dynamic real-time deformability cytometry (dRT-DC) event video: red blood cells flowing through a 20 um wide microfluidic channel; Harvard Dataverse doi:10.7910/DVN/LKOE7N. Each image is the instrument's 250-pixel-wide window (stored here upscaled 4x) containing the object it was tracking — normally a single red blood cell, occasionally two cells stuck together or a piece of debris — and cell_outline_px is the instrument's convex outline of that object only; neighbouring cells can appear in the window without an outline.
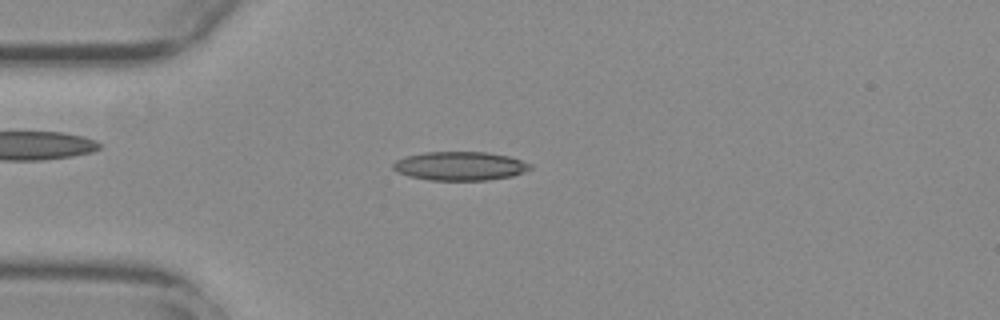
{"species": "common noctule bat (a hibernating species)", "species_latin": "Nyctalus noctula", "temperature_condition": "warm", "stored_images_in_passage": 50, "camera_frame_rate_fps": 3000, "um_per_image_px": 0.085, "animal": {"sex": "female", "body_mass_g": 29.2, "forearm_length_mm": 56.3}, "frame": {"image": 1, "passage_image": 10, "time_ms": 3.0, "image_size_px": [1000, 320], "cell_outline_px": [[532, 168], [524, 172], [512, 176], [488, 180], [428, 180], [408, 176], [396, 172], [392, 168], [392, 164], [396, 160], [404, 156], [424, 152], [488, 152], [508, 156], [532, 164]], "centroid_in_image_um": [39.07, 14.11], "position_along_channel_um": 45.9, "area_um2": 23.18}}
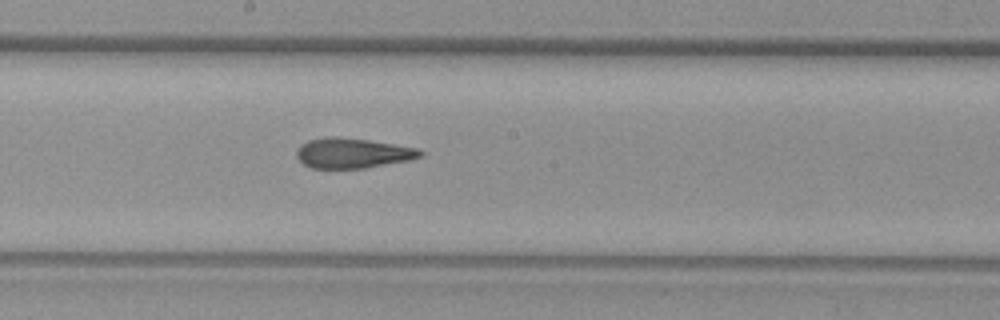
{"frame": {"image": 2, "passage_image": 25, "time_ms": 8.0, "image_size_px": [1000, 320], "cell_outline_px": [[424, 156], [408, 160], [364, 168], [312, 168], [304, 164], [296, 156], [296, 152], [300, 144], [308, 140], [328, 136], [336, 136], [368, 140], [416, 148], [424, 152]], "centroid_in_image_um": [29.94, 13.01], "position_along_channel_um": 218.3, "area_um2": 21.56}}
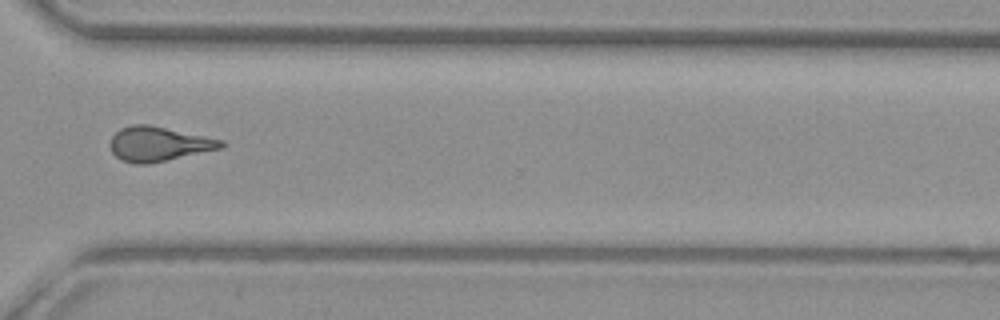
{"frame": {"image": 3, "passage_image": 36, "time_ms": 11.667, "image_size_px": [1000, 320], "cell_outline_px": [[224, 148], [148, 164], [136, 164], [120, 160], [112, 152], [108, 144], [112, 136], [120, 128], [132, 124], [148, 124], [224, 140]], "centroid_in_image_um": [13.46, 12.24], "position_along_channel_um": 357.1, "area_um2": 22.48}, "authors_computed_cell_mechanics": {"area_um2": 22.1085, "velocity_mm_per_s": 3.7971, "shape_relaxation_time_tau1_ms": null, "shape_relaxation_time_tau2_ms": 2.4306, "deformation_change_tau1": null, "deformation_change_tau2": 0.1204}}